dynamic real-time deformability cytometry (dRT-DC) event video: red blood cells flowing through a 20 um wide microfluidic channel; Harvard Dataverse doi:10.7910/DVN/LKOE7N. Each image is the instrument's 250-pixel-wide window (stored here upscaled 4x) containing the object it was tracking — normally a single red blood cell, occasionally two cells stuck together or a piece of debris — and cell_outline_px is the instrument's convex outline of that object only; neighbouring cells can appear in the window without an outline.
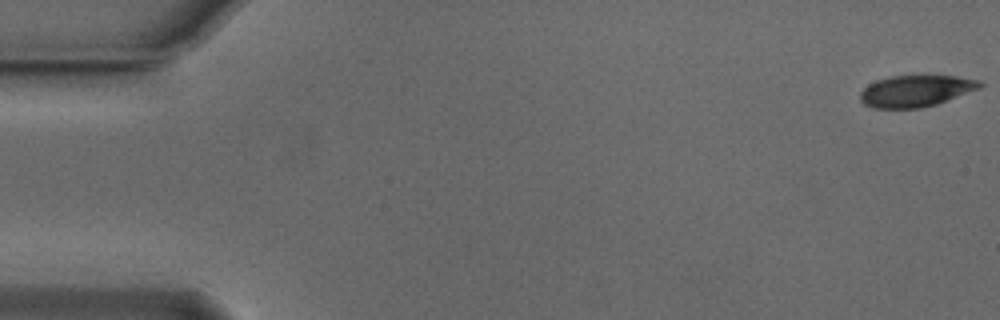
{"species": "Egyptian fruit bat (a non-hibernating species)", "species_latin": "Rousettus aegyptiacus", "temperature_condition": "cold", "stored_images_in_passage": 10, "camera_frame_rate_fps": 3000, "um_per_image_px": 0.085, "animal": {"sex": "male"}, "frame": {"image": 1, "passage_image": 1, "time_ms": 0.0, "image_size_px": [1000, 320], "cell_outline_px": [[984, 84], [980, 88], [936, 104], [920, 108], [872, 108], [864, 104], [860, 100], [860, 92], [868, 84], [876, 80], [888, 76], [956, 76], [980, 80]], "centroid_in_image_um": [77.82, 7.73], "position_along_channel_um": 7.2, "area_um2": 21.96}}